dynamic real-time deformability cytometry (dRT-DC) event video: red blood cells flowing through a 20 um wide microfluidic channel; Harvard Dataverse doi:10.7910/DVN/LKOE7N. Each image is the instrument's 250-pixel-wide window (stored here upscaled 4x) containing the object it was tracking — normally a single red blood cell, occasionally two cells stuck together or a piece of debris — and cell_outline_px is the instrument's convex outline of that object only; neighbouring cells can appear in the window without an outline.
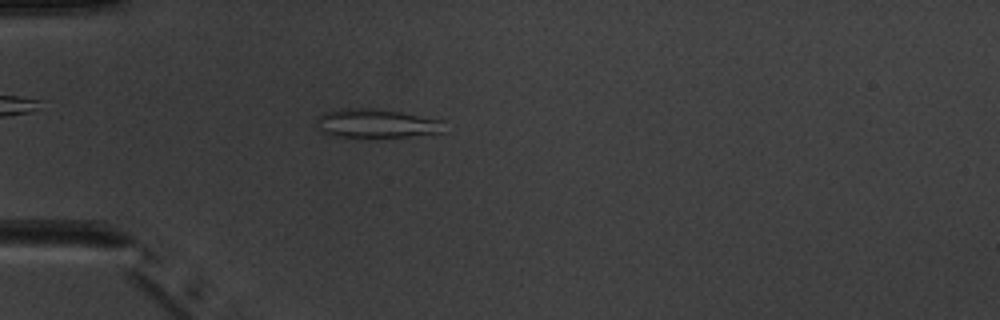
{"species": "common noctule bat (a hibernating species)", "species_latin": "Nyctalus noctula", "temperature_condition": "warm", "stored_images_in_passage": 5, "camera_frame_rate_fps": 3000, "um_per_image_px": 0.085, "animal": {"sex": "male", "body_mass_g": 20.1, "forearm_length_mm": 53.5}, "frame": {"image": 1, "passage_image": 5, "time_ms": 5.667, "image_size_px": [1000, 320], "cell_outline_px": [[444, 120], [440, 132], [408, 136], [336, 136], [320, 132], [316, 120], [316, 116], [324, 112], [340, 108], [372, 108], [400, 112]], "centroid_in_image_um": [31.91, 10.46], "position_along_channel_um": 53.1, "area_um2": 21.1}}